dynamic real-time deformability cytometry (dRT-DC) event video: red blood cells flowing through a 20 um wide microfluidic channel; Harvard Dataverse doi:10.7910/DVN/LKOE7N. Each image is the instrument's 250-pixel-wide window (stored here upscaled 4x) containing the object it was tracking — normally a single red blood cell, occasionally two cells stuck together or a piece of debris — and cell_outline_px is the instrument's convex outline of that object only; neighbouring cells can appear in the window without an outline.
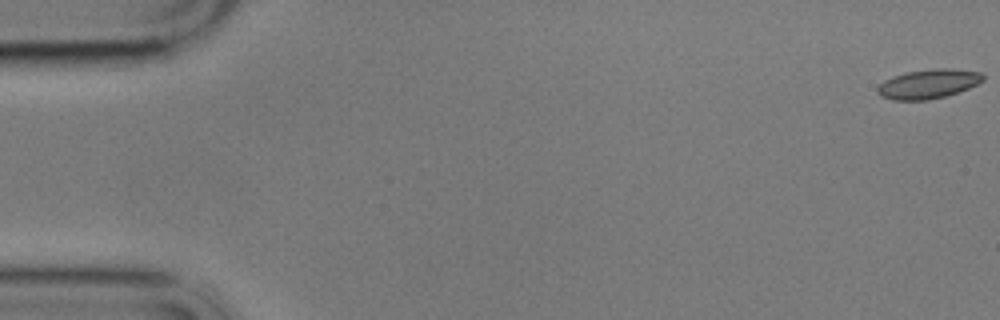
{"species": "common noctule bat (a hibernating species)", "species_latin": "Nyctalus noctula", "temperature_condition": "cold", "stored_images_in_passage": 10, "camera_frame_rate_fps": 3000, "um_per_image_px": 0.085, "animal": {"sex": "male", "body_mass_g": 17.9}, "frame": {"image": 1, "passage_image": 1, "time_ms": 0.0, "image_size_px": [1000, 320], "cell_outline_px": [[984, 80], [968, 88], [944, 96], [928, 100], [892, 100], [880, 96], [876, 92], [876, 88], [884, 80], [892, 76], [904, 72], [936, 68], [948, 68], [980, 72], [984, 76]], "centroid_in_image_um": [78.85, 7.13], "position_along_channel_um": 6.1, "area_um2": 18.03}}
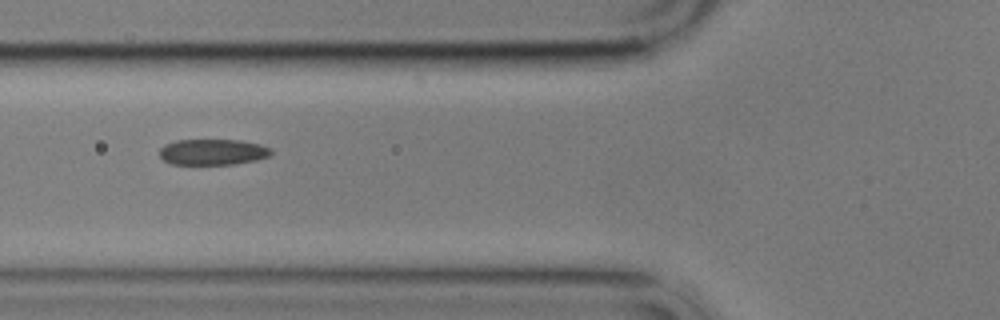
{"frame": {"image": 2, "passage_image": 7, "time_ms": 7.0, "image_size_px": [1000, 320], "cell_outline_px": [[272, 156], [256, 160], [236, 164], [172, 164], [164, 160], [160, 156], [160, 148], [164, 144], [176, 140], [240, 140], [260, 144], [272, 148]], "centroid_in_image_um": [18.12, 12.92], "position_along_channel_um": 107.7, "area_um2": 16.99}}
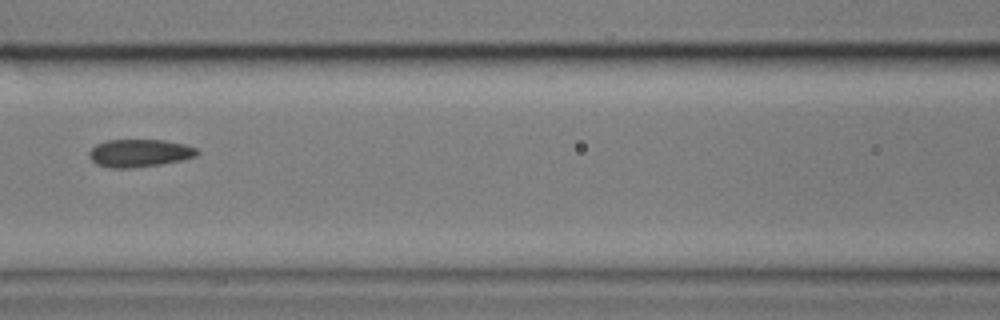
{"frame": {"image": 3, "passage_image": 8, "time_ms": 8.333, "image_size_px": [1000, 320], "cell_outline_px": [[200, 152], [196, 156], [180, 160], [160, 164], [132, 168], [112, 168], [96, 164], [88, 156], [88, 152], [96, 144], [108, 140], [164, 140], [184, 144], [196, 148]], "centroid_in_image_um": [11.83, 13.01], "position_along_channel_um": 154.8, "area_um2": 17.4}}